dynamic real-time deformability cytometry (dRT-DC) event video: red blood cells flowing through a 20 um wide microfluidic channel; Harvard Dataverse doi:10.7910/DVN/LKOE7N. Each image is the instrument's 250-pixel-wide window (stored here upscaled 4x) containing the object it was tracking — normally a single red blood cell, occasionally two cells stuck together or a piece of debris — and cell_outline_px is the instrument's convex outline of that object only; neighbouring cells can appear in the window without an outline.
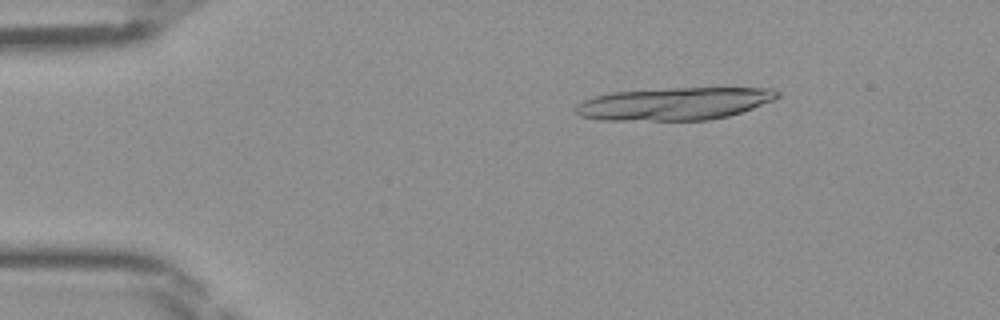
{"species": "Egyptian fruit bat (a non-hibernating species)", "species_latin": "Rousettus aegyptiacus", "temperature_condition": "room temperature", "stored_images_in_passage": 16, "camera_frame_rate_fps": 3000, "um_per_image_px": 0.085, "frame": {"image": 1, "passage_image": 7, "time_ms": 2.0, "image_size_px": [1000, 320], "cell_outline_px": [[780, 96], [772, 100], [752, 108], [728, 116], [708, 120], [600, 120], [580, 116], [576, 112], [576, 104], [584, 100], [596, 96], [612, 92], [672, 88], [772, 88], [780, 92]], "centroid_in_image_um": [57.31, 8.81], "position_along_channel_um": 27.7, "area_um2": 38.09}}